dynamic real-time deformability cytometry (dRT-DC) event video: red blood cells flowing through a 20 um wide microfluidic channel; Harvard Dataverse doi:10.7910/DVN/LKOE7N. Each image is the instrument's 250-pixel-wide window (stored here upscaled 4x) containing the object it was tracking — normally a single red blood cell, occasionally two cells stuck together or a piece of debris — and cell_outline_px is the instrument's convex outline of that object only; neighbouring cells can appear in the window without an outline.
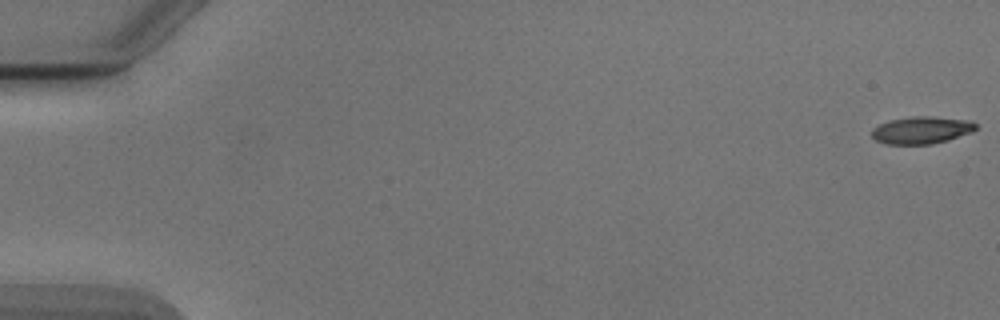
{"species": "Egyptian fruit bat (a non-hibernating species)", "species_latin": "Rousettus aegyptiacus", "temperature_condition": "cold", "stored_images_in_passage": 13, "camera_frame_rate_fps": 3000, "um_per_image_px": 0.085, "animal": {"sex": "male"}, "frame": {"image": 1, "passage_image": 1, "time_ms": 0.0, "image_size_px": [1000, 320], "cell_outline_px": [[976, 128], [972, 132], [948, 140], [932, 144], [888, 144], [876, 140], [872, 136], [872, 128], [888, 120], [912, 116], [932, 116], [972, 120], [976, 124]], "centroid_in_image_um": [78.35, 11.05], "position_along_channel_um": 6.7, "area_um2": 16.65}}